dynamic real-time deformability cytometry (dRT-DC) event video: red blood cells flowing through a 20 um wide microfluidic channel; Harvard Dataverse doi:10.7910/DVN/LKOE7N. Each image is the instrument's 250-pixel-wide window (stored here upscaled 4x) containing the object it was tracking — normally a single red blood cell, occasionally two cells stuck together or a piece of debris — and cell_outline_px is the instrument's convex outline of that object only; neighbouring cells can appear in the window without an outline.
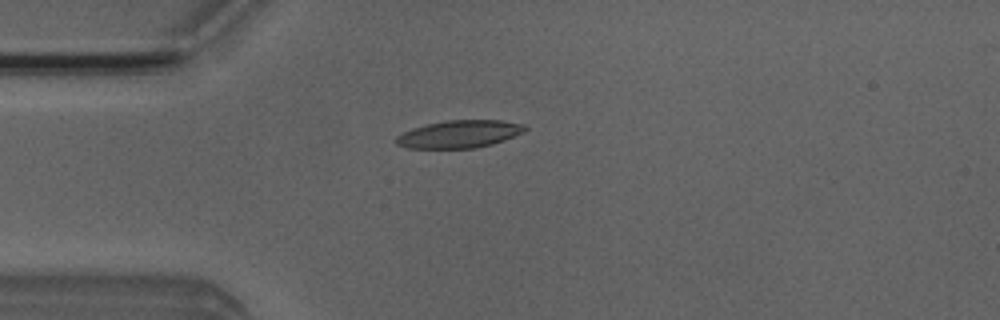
{"species": "Egyptian fruit bat (a non-hibernating species)", "species_latin": "Rousettus aegyptiacus", "temperature_condition": "room temperature", "stored_images_in_passage": 6, "camera_frame_rate_fps": 3000, "um_per_image_px": 0.085, "animal": {"sex": "male"}, "frame": {"image": 1, "passage_image": 4, "time_ms": 3.667, "image_size_px": [1000, 320], "cell_outline_px": [[528, 128], [524, 132], [504, 140], [492, 144], [476, 148], [408, 148], [396, 144], [392, 140], [396, 136], [412, 128], [428, 124], [448, 120], [500, 120], [524, 124]], "centroid_in_image_um": [39.03, 11.4], "position_along_channel_um": 46.0, "area_um2": 20.75}}